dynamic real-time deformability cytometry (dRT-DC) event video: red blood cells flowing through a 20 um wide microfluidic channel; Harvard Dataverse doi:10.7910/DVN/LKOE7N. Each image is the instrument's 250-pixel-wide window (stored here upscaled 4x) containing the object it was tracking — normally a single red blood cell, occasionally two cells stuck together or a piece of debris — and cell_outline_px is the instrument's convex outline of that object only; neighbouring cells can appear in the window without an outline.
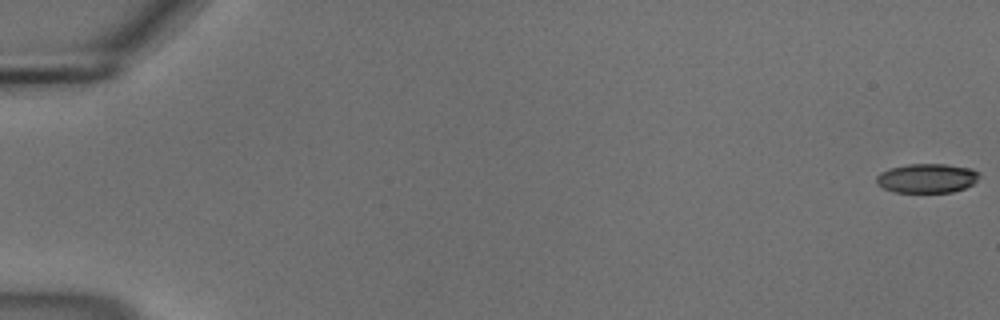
{"species": "common noctule bat (a hibernating species)", "species_latin": "Nyctalus noctula", "temperature_condition": "cold", "stored_images_in_passage": 54, "camera_frame_rate_fps": 3000, "um_per_image_px": 0.085, "animal": {"sex": "male", "body_mass_g": 18.8}, "frame": {"image": 1, "passage_image": 1, "time_ms": 0.0, "image_size_px": [1000, 320], "cell_outline_px": [[980, 176], [972, 184], [964, 188], [952, 192], [892, 192], [876, 184], [876, 176], [880, 172], [888, 168], [908, 164], [944, 164], [972, 168], [980, 172]], "centroid_in_image_um": [78.77, 15.14], "position_along_channel_um": 6.2, "area_um2": 17.69}}
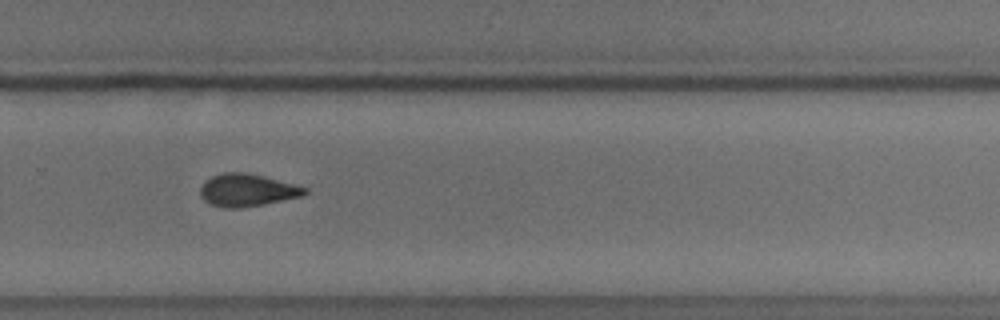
{"frame": {"image": 2, "passage_image": 39, "time_ms": 12.667, "image_size_px": [1000, 320], "cell_outline_px": [[308, 192], [304, 196], [264, 204], [240, 208], [220, 208], [204, 200], [200, 196], [200, 188], [204, 180], [220, 172], [248, 172], [296, 184], [308, 188]], "centroid_in_image_um": [21.01, 16.15], "position_along_channel_um": 308.8, "area_um2": 20.17}}
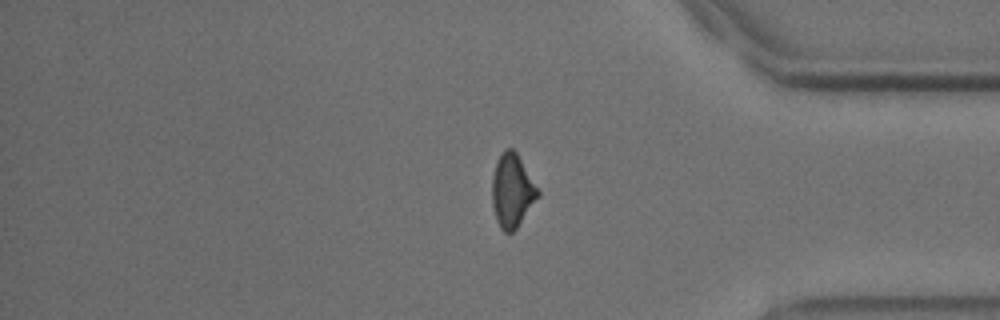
{"frame": {"image": 3, "passage_image": 47, "time_ms": 15.333, "image_size_px": [1000, 320], "cell_outline_px": [[540, 196], [516, 228], [512, 232], [504, 232], [500, 228], [496, 220], [492, 204], [492, 176], [496, 164], [504, 148], [512, 148], [516, 152], [540, 192]], "centroid_in_image_um": [43.53, 16.22], "position_along_channel_um": 391.7, "area_um2": 19.42}}